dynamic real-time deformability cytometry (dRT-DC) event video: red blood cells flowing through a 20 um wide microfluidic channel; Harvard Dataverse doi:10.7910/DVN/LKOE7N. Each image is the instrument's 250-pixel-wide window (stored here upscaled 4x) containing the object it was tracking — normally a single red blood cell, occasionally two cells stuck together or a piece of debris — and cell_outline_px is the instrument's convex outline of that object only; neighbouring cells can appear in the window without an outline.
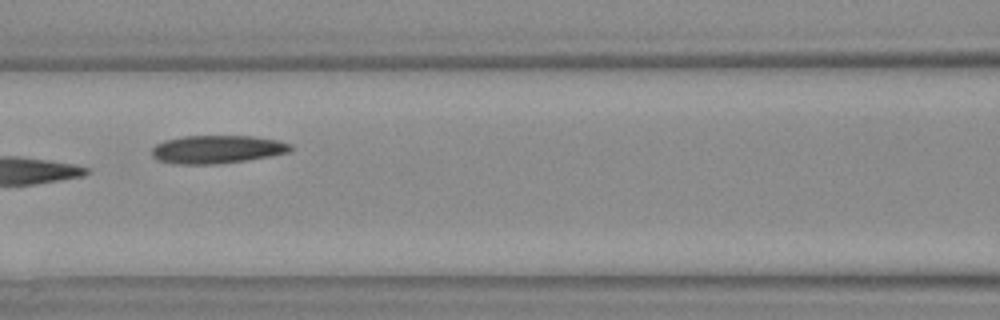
{"species": "Egyptian fruit bat (a non-hibernating species)", "species_latin": "Rousettus aegyptiacus", "temperature_condition": "warm", "stored_images_in_passage": 4, "camera_frame_rate_fps": 3000, "um_per_image_px": 0.085, "animal": {"sex": "female"}, "frame": {"image": 1, "passage_image": 4, "time_ms": 3.667, "image_size_px": [1000, 320], "cell_outline_px": [[292, 148], [288, 152], [268, 156], [244, 160], [216, 164], [180, 164], [160, 160], [152, 156], [152, 148], [156, 144], [164, 140], [184, 136], [252, 136], [276, 140], [292, 144]], "centroid_in_image_um": [18.43, 12.68], "position_along_channel_um": 148.2, "area_um2": 22.43}}